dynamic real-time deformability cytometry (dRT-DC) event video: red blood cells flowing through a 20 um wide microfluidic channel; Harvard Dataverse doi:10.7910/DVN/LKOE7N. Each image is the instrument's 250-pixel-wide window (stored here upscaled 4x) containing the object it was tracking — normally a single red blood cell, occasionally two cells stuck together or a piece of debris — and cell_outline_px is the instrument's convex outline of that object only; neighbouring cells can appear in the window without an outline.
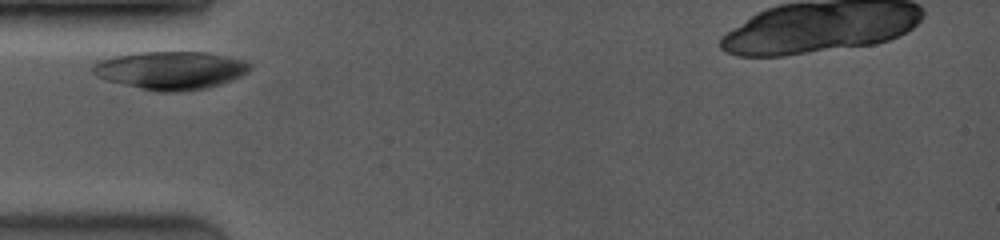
{"species": "common noctule bat (a hibernating species)", "species_latin": "Nyctalus noctula", "temperature_condition": "room temperature", "stored_images_in_passage": 9, "camera_frame_rate_fps": 3500, "um_per_image_px": 0.085, "animal": {"sex": "female", "body_mass_g": 19.0, "forearm_length_mm": 53.3}, "frame": {"image": 1, "passage_image": 2, "time_ms": 0.571, "image_size_px": [1000, 240], "cell_outline_px": [[252, 68], [248, 72], [232, 80], [220, 84], [204, 88], [172, 92], [164, 92], [140, 88], [104, 80], [96, 76], [92, 72], [92, 64], [100, 60], [116, 56], [140, 52], [208, 52], [244, 60], [252, 64]], "centroid_in_image_um": [14.51, 5.97], "position_along_channel_um": 70.5, "area_um2": 34.74}}